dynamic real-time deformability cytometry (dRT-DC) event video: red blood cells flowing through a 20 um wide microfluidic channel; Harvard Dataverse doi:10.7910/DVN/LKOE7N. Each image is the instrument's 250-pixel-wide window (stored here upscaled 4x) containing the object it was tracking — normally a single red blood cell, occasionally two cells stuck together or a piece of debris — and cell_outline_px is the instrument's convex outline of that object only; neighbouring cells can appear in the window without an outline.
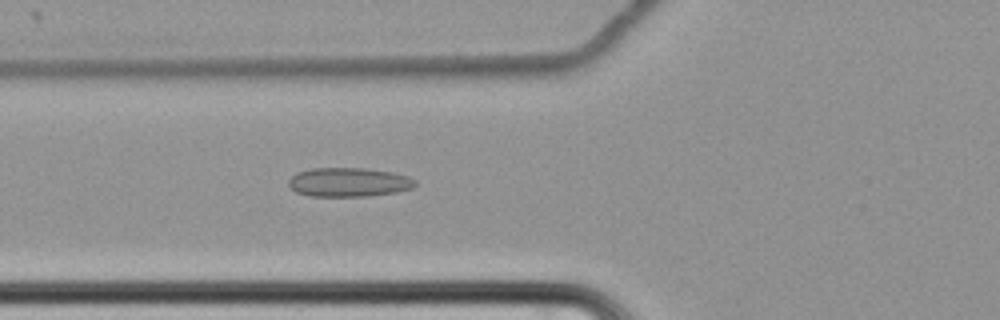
{"species": "common noctule bat (a hibernating species)", "species_latin": "Nyctalus noctula", "temperature_condition": "cold", "stored_images_in_passage": 64, "camera_frame_rate_fps": 3000, "um_per_image_px": 0.085, "animal": {"sex": "female", "body_mass_g": 22.7, "forearm_length_mm": 54.2}, "frame": {"image": 1, "passage_image": 27, "time_ms": 8.667, "image_size_px": [1000, 320], "cell_outline_px": [[416, 184], [412, 188], [396, 192], [364, 196], [308, 196], [296, 192], [288, 184], [288, 180], [296, 172], [312, 168], [364, 168], [392, 172], [408, 176], [416, 180]], "centroid_in_image_um": [29.63, 15.48], "position_along_channel_um": 96.2, "area_um2": 21.44}}
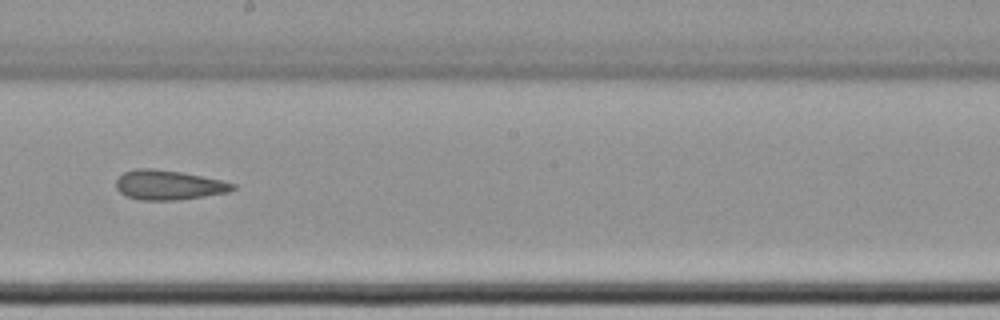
{"frame": {"image": 2, "passage_image": 39, "time_ms": 12.667, "image_size_px": [1000, 320], "cell_outline_px": [[236, 188], [228, 192], [204, 196], [176, 200], [140, 200], [128, 196], [120, 192], [116, 188], [116, 180], [124, 172], [136, 168], [152, 168], [180, 172], [220, 180], [236, 184]], "centroid_in_image_um": [14.31, 15.72], "position_along_channel_um": 233.9, "area_um2": 19.94}}
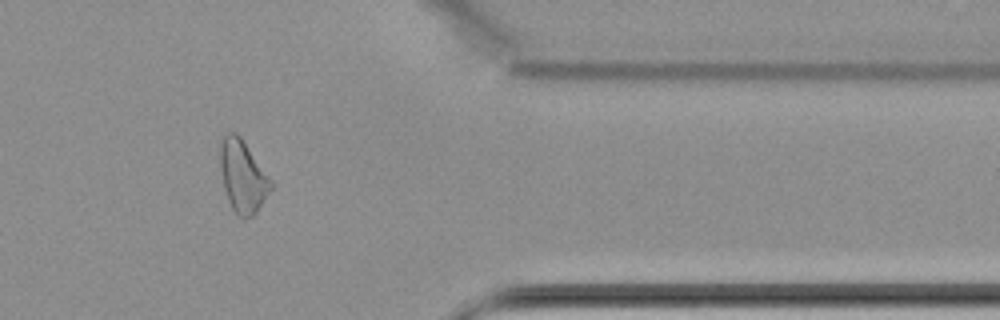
{"frame": {"image": 3, "passage_image": 54, "time_ms": 17.667, "image_size_px": [1000, 320], "cell_outline_px": [[272, 188], [256, 212], [252, 216], [244, 220], [236, 216], [228, 200], [224, 188], [220, 168], [220, 140], [228, 132], [236, 132], [240, 136], [272, 180]], "centroid_in_image_um": [20.62, 15.0], "position_along_channel_um": 390.8, "area_um2": 21.39}, "authors_computed_cell_mechanics": {"area_um2": 22.3975, "velocity_mm_per_s": 3.4439, "shape_relaxation_time_tau1_ms": null, "shape_relaxation_time_tau2_ms": 7.9308, "deformation_change_tau1": null, "deformation_change_tau2": 0.162}}